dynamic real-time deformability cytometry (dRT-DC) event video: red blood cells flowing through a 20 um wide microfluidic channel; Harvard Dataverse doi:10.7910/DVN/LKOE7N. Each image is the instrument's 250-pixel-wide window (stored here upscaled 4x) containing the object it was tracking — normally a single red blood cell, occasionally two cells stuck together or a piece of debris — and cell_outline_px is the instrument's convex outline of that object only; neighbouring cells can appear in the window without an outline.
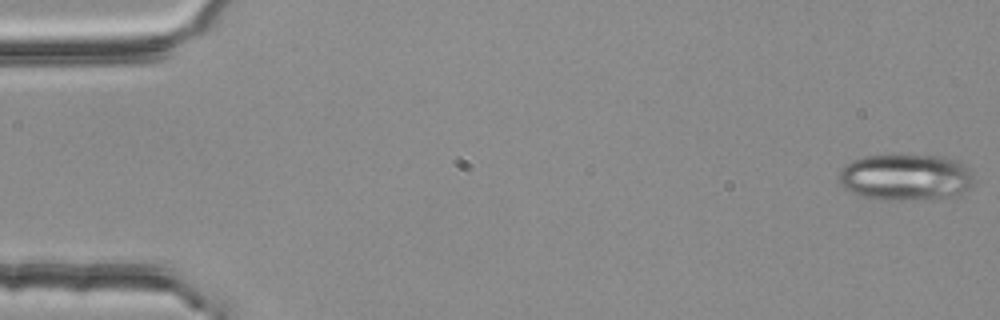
{"species": "common noctule bat (a hibernating species)", "species_latin": "Nyctalus noctula", "temperature_condition": "room temperature", "stored_images_in_passage": 4, "camera_frame_rate_fps": 3000, "um_per_image_px": 0.085, "animal": {"sex": "female", "body_mass_g": 25.1}, "frame": {"image": 1, "passage_image": 1, "time_ms": 0.0, "image_size_px": [1000, 320], "cell_outline_px": [[972, 184], [968, 188], [956, 196], [900, 200], [884, 200], [864, 196], [852, 192], [844, 188], [840, 184], [836, 176], [840, 168], [844, 164], [852, 160], [864, 156], [944, 156], [960, 160], [968, 168], [972, 176]], "centroid_in_image_um": [76.94, 15.05], "position_along_channel_um": 8.1, "area_um2": 36.53}}